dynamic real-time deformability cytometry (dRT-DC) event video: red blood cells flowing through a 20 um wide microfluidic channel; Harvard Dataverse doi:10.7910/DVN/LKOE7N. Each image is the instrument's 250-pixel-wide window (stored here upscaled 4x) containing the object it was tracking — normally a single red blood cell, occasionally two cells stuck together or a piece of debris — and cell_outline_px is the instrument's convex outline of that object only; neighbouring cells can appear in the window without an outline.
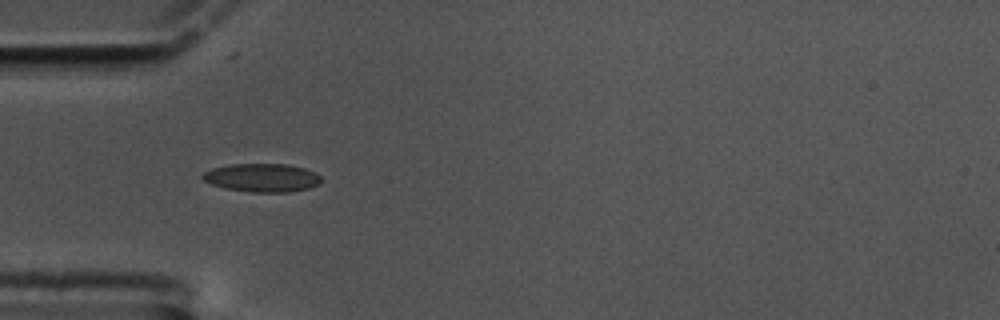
{"species": "common noctule bat (a hibernating species)", "species_latin": "Nyctalus noctula", "temperature_condition": "cold", "stored_images_in_passage": 25, "camera_frame_rate_fps": 3000, "um_per_image_px": 0.085, "animal": {"sex": "male", "body_mass_g": 17.5, "forearm_length_mm": 52.3}, "frame": {"image": 1, "passage_image": 1, "time_ms": 0.0, "image_size_px": [1000, 320], "cell_outline_px": [[320, 184], [308, 188], [288, 192], [252, 192], [224, 188], [212, 184], [204, 180], [200, 176], [204, 172], [212, 168], [228, 164], [288, 164], [304, 168], [316, 172], [320, 176]], "centroid_in_image_um": [22.27, 15.1], "position_along_channel_um": 62.7, "area_um2": 19.65}}